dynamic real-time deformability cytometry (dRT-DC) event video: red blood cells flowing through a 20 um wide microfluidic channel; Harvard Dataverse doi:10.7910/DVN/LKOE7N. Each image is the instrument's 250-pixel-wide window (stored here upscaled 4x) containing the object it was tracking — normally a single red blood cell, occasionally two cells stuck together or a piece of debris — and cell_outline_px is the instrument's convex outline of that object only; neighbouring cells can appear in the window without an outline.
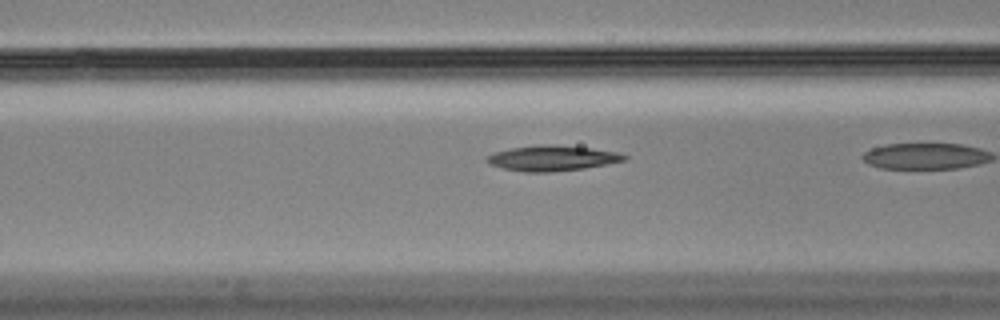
{"species": "Egyptian fruit bat (a non-hibernating species)", "species_latin": "Rousettus aegyptiacus", "temperature_condition": "cold", "stored_images_in_passage": 40, "camera_frame_rate_fps": 3000, "um_per_image_px": 0.085, "animal": {"sex": "male"}, "frame": {"image": 1, "passage_image": 19, "time_ms": 6.0, "image_size_px": [1000, 320], "cell_outline_px": [[628, 160], [584, 168], [552, 172], [524, 172], [504, 168], [492, 164], [484, 160], [488, 156], [496, 152], [512, 148], [540, 144], [552, 144], [592, 148], [620, 152], [628, 156]], "centroid_in_image_um": [47.01, 13.44], "position_along_channel_um": 119.6, "area_um2": 20.29}}
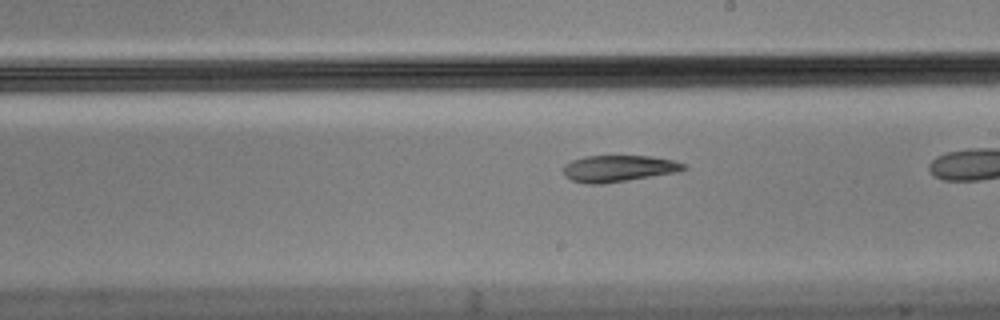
{"frame": {"image": 2, "passage_image": 29, "time_ms": 9.333, "image_size_px": [1000, 320], "cell_outline_px": [[688, 168], [680, 172], [604, 184], [588, 184], [572, 180], [564, 176], [564, 164], [572, 160], [584, 156], [652, 156], [672, 160], [688, 164]], "centroid_in_image_um": [52.62, 14.32], "position_along_channel_um": 236.4, "area_um2": 18.9}}